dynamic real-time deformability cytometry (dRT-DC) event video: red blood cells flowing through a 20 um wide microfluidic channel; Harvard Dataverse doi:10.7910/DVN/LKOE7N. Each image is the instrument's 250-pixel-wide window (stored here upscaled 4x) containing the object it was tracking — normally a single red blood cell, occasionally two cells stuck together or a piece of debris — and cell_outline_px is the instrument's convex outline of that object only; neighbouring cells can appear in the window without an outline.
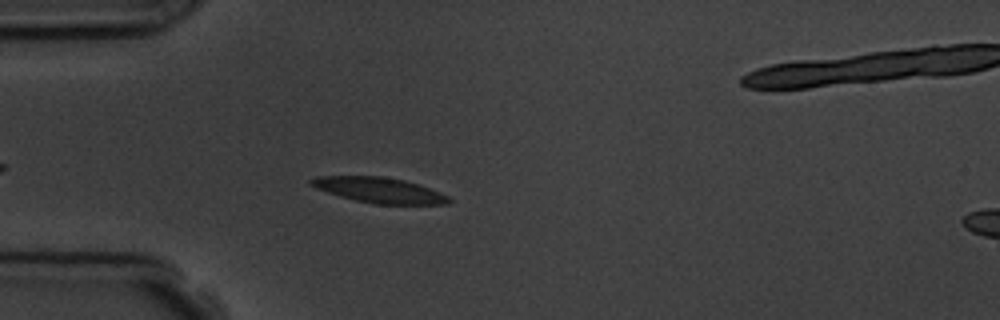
{"species": "common noctule bat (a hibernating species)", "species_latin": "Nyctalus noctula", "temperature_condition": "room temperature", "stored_images_in_passage": 6, "camera_frame_rate_fps": 3000, "um_per_image_px": 0.085, "animal": {"sex": "male", "body_mass_g": 19.5, "forearm_length_mm": 54.6}, "frame": {"image": 1, "passage_image": 5, "time_ms": 4.333, "image_size_px": [1000, 320], "cell_outline_px": [[452, 200], [448, 204], [376, 204], [356, 200], [340, 196], [316, 188], [308, 184], [308, 180], [316, 176], [384, 176], [404, 180], [440, 192], [448, 196]], "centroid_in_image_um": [32.21, 16.15], "position_along_channel_um": 52.8, "area_um2": 20.29}}